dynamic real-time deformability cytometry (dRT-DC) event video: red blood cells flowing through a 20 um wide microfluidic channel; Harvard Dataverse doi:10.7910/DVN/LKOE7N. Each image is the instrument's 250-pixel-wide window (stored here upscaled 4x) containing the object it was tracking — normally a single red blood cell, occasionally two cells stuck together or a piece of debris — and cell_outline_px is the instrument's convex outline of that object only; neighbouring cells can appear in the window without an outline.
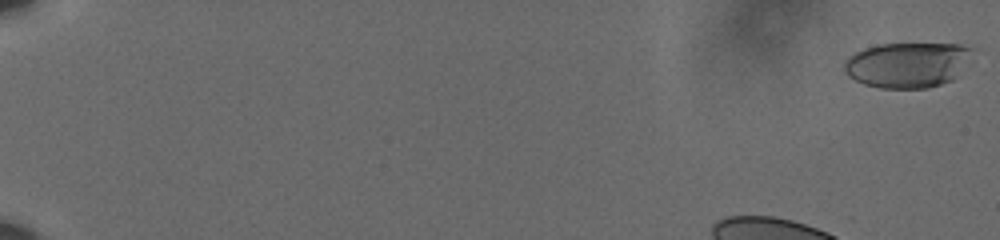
{"species": "human", "species_latin": "Homo sapiens", "temperature_condition": "cold", "stored_images_in_passage": 38, "camera_frame_rate_fps": 3000, "um_per_image_px": 0.085, "donor": {"sex": "male"}, "frame": {"image": 1, "passage_image": 1, "time_ms": 0.0, "image_size_px": [1000, 240], "cell_outline_px": [[980, 48], [952, 80], [928, 88], [880, 88], [864, 84], [848, 76], [844, 72], [844, 64], [848, 56], [864, 48], [876, 44], [960, 44]], "centroid_in_image_um": [77.18, 5.49], "position_along_channel_um": 7.8, "area_um2": 34.28}}
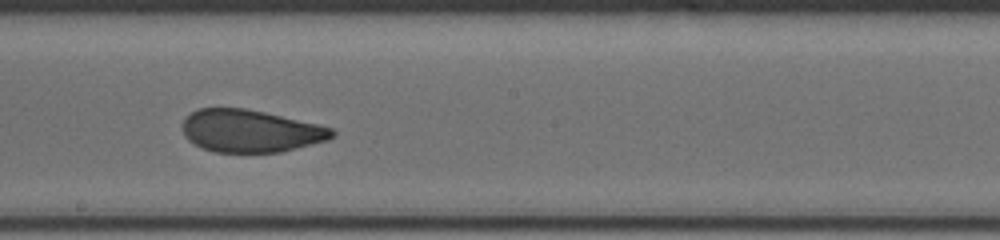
{"frame": {"image": 2, "passage_image": 26, "time_ms": 8.333, "image_size_px": [1000, 240], "cell_outline_px": [[336, 136], [328, 140], [280, 152], [216, 152], [200, 148], [188, 140], [184, 136], [184, 120], [192, 112], [200, 108], [244, 108], [264, 112], [316, 124], [332, 128], [336, 132]], "centroid_in_image_um": [21.29, 11.14], "position_along_channel_um": 226.9, "area_um2": 36.76}}
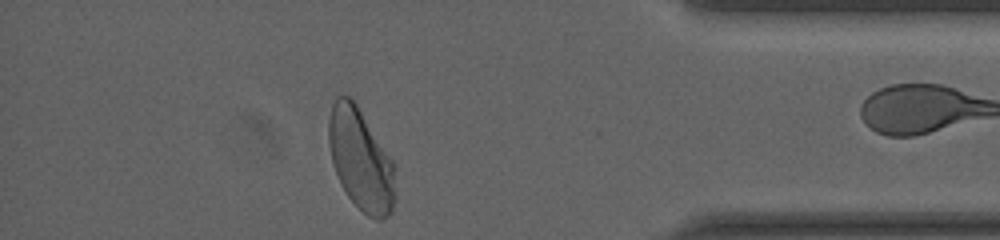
{"frame": {"image": 3, "passage_image": 37, "time_ms": 12.0, "image_size_px": [1000, 240], "cell_outline_px": [[396, 196], [392, 212], [388, 216], [380, 220], [376, 220], [368, 216], [348, 196], [340, 184], [332, 164], [328, 144], [328, 120], [332, 104], [336, 96], [352, 96], [392, 160]], "centroid_in_image_um": [30.64, 13.56], "position_along_channel_um": 404.6, "area_um2": 39.54}}